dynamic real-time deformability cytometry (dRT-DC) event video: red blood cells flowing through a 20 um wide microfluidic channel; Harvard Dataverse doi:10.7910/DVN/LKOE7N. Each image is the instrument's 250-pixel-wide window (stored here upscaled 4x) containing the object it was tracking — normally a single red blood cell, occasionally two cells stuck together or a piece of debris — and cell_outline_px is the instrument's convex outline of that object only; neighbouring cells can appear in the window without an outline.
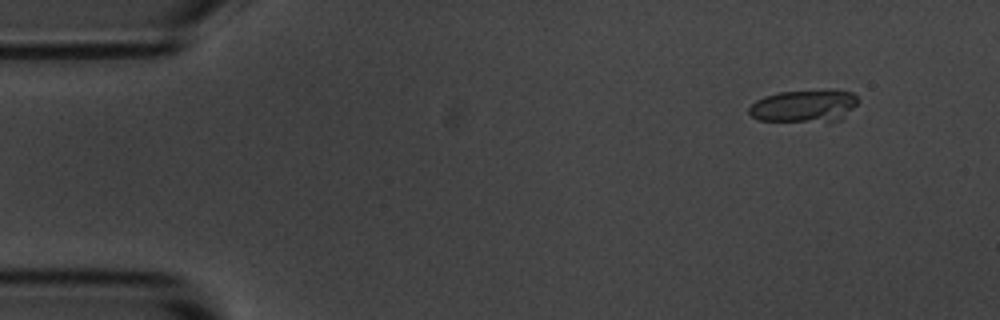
{"species": "common noctule bat (a hibernating species)", "species_latin": "Nyctalus noctula", "temperature_condition": "room temperature", "stored_images_in_passage": 5, "camera_frame_rate_fps": 3000, "um_per_image_px": 0.085, "animal": {"sex": "male", "body_mass_g": 20.1, "forearm_length_mm": 53.5}, "frame": {"image": 1, "passage_image": 2, "time_ms": 1.333, "image_size_px": [1000, 320], "cell_outline_px": [[860, 100], [840, 120], [760, 120], [752, 116], [748, 112], [748, 108], [756, 100], [764, 96], [780, 92], [828, 88], [836, 88], [852, 92]], "centroid_in_image_um": [68.39, 8.94], "position_along_channel_um": 16.6, "area_um2": 20.58}}
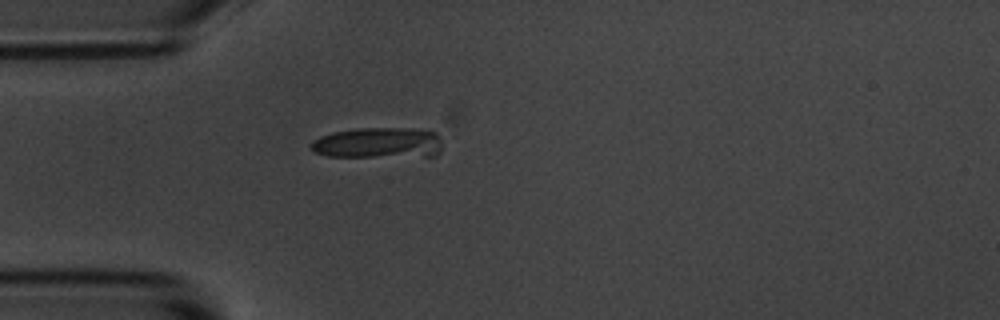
{"frame": {"image": 2, "passage_image": 5, "time_ms": 4.667, "image_size_px": [1000, 320], "cell_outline_px": [[440, 152], [436, 156], [328, 156], [312, 152], [312, 144], [320, 136], [332, 132], [356, 128], [412, 128], [436, 132], [440, 136]], "centroid_in_image_um": [32.18, 12.14], "position_along_channel_um": 52.8, "area_um2": 23.52}}